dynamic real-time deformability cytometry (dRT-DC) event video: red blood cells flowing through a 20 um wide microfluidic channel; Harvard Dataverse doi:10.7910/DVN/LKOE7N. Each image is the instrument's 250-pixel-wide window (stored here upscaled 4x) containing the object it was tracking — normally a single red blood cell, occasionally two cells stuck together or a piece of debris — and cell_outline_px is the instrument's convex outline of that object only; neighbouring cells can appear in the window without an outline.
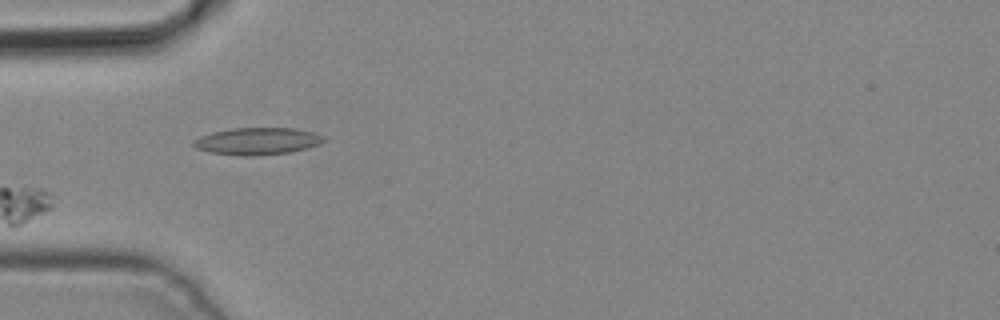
{"species": "common noctule bat (a hibernating species)", "species_latin": "Nyctalus noctula", "temperature_condition": "cold", "stored_images_in_passage": 5, "camera_frame_rate_fps": 3000, "um_per_image_px": 0.085, "animal": {"sex": "male", "body_mass_g": 19.2, "forearm_length_mm": 51.8}, "frame": {"image": 1, "passage_image": 4, "time_ms": 1.0, "image_size_px": [1000, 320], "cell_outline_px": [[324, 140], [320, 144], [308, 148], [292, 152], [256, 156], [240, 156], [208, 152], [196, 148], [192, 144], [192, 140], [200, 136], [212, 132], [232, 128], [296, 128], [312, 132], [324, 136]], "centroid_in_image_um": [21.86, 12.01], "position_along_channel_um": 63.1, "area_um2": 20.81}}